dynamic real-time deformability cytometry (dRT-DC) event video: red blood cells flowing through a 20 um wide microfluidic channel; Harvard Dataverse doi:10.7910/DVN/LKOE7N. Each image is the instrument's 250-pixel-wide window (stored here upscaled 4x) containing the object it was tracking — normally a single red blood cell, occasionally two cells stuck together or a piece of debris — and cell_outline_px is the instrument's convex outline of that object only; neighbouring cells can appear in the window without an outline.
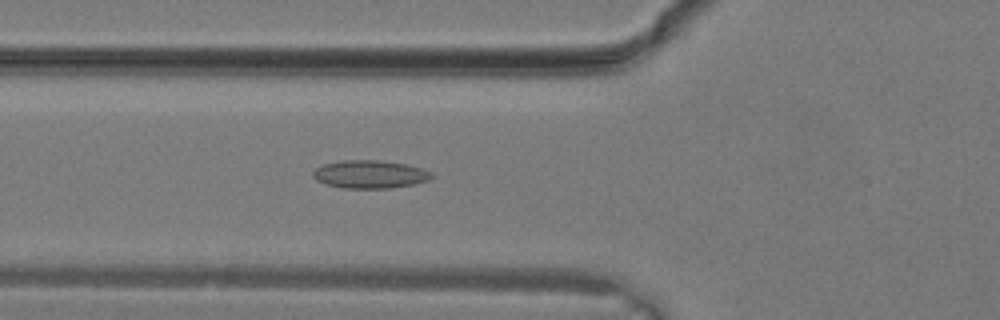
{"species": "common noctule bat (a hibernating species)", "species_latin": "Nyctalus noctula", "temperature_condition": "warm", "stored_images_in_passage": 20, "camera_frame_rate_fps": 3000, "um_per_image_px": 0.085, "animal": {"sex": "male", "body_mass_g": 19.2, "forearm_length_mm": 51.8}, "frame": {"image": 1, "passage_image": 11, "time_ms": 3.333, "image_size_px": [1000, 320], "cell_outline_px": [[436, 176], [428, 180], [412, 184], [388, 188], [344, 188], [324, 184], [316, 180], [312, 176], [312, 172], [316, 168], [324, 164], [344, 160], [380, 160], [404, 164], [420, 168], [432, 172]], "centroid_in_image_um": [31.42, 14.81], "position_along_channel_um": 94.4, "area_um2": 19.31}}
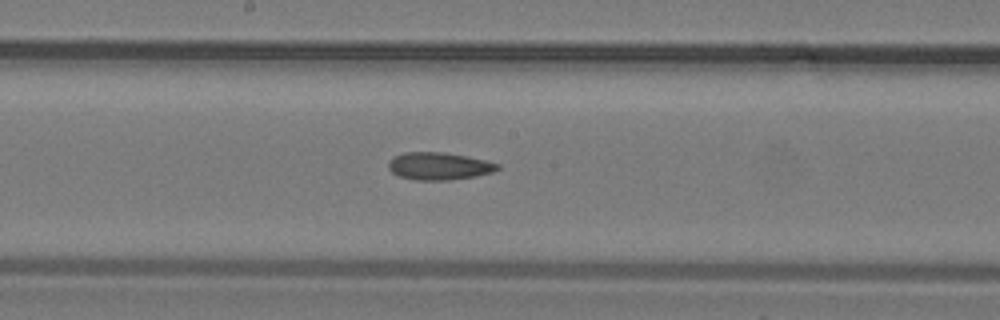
{"frame": {"image": 2, "passage_image": 16, "time_ms": 5.0, "image_size_px": [1000, 320], "cell_outline_px": [[500, 168], [492, 172], [476, 176], [448, 180], [416, 180], [400, 176], [392, 172], [388, 168], [388, 164], [396, 156], [404, 152], [444, 152], [468, 156], [500, 164]], "centroid_in_image_um": [37.34, 14.12], "position_along_channel_um": 210.9, "area_um2": 17.34}}
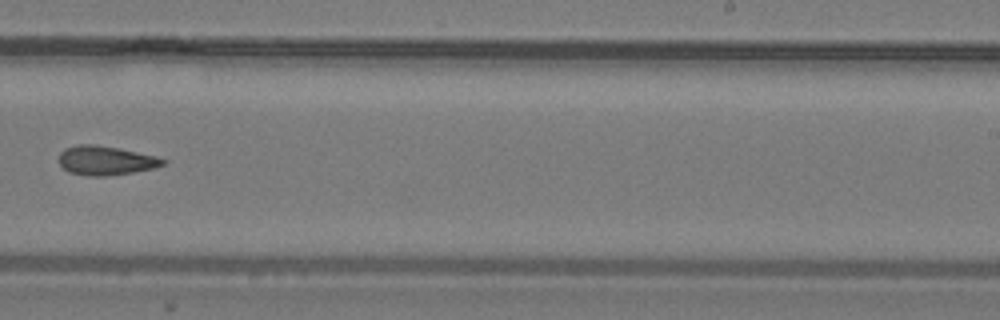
{"frame": {"image": 3, "passage_image": 19, "time_ms": 6.0, "image_size_px": [1000, 320], "cell_outline_px": [[168, 160], [164, 164], [156, 168], [132, 172], [104, 176], [88, 176], [68, 172], [60, 164], [60, 152], [64, 148], [80, 144], [96, 144], [156, 156]], "centroid_in_image_um": [8.99, 13.64], "position_along_channel_um": 280.0, "area_um2": 17.57}}